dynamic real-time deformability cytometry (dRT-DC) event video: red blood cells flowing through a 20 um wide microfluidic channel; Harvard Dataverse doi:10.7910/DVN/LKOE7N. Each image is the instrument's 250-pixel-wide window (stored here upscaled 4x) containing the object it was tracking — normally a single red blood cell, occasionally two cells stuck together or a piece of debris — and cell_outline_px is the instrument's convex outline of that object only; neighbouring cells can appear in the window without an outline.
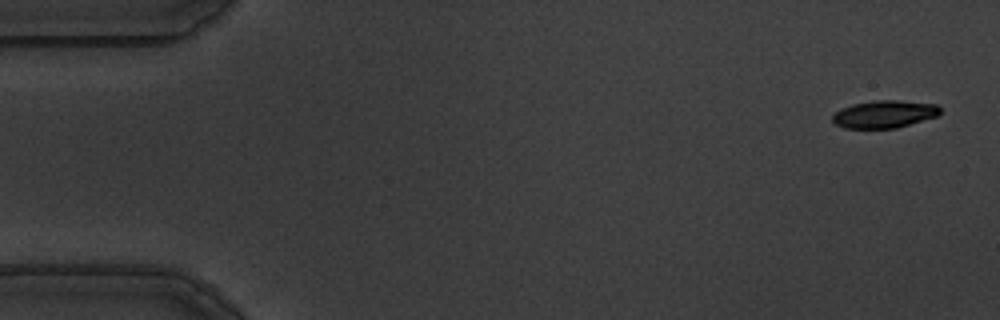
{"species": "common noctule bat (a hibernating species)", "species_latin": "Nyctalus noctula", "temperature_condition": "warm", "stored_images_in_passage": 56, "camera_frame_rate_fps": 3000, "um_per_image_px": 0.085, "animal": {"sex": "male", "body_mass_g": 19.5, "forearm_length_mm": 54.6}, "frame": {"image": 1, "passage_image": 2, "time_ms": 0.333, "image_size_px": [1000, 320], "cell_outline_px": [[940, 112], [936, 116], [896, 128], [844, 128], [836, 124], [832, 120], [832, 116], [840, 108], [852, 104], [872, 100], [896, 100], [936, 104], [940, 108]], "centroid_in_image_um": [75.13, 9.69], "position_along_channel_um": 9.9, "area_um2": 17.17}}
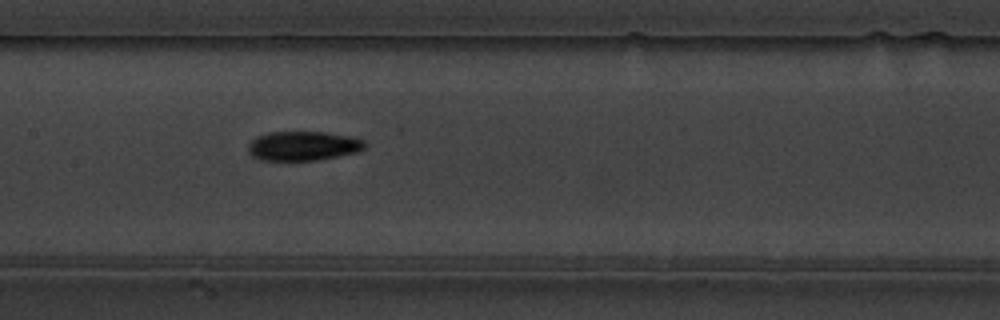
{"frame": {"image": 2, "passage_image": 27, "time_ms": 8.667, "image_size_px": [1000, 320], "cell_outline_px": [[364, 148], [356, 152], [320, 160], [260, 160], [252, 156], [248, 152], [248, 144], [256, 136], [268, 132], [324, 132], [352, 136], [364, 140]], "centroid_in_image_um": [25.74, 12.4], "position_along_channel_um": 181.7, "area_um2": 20.0}}
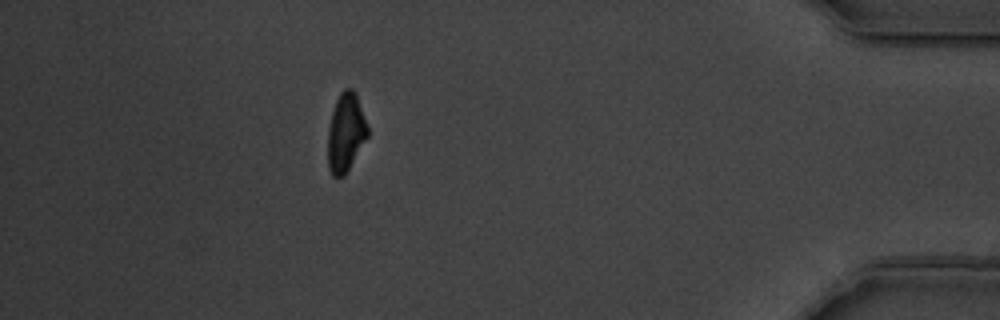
{"frame": {"image": 3, "passage_image": 50, "time_ms": 16.333, "image_size_px": [1000, 320], "cell_outline_px": [[368, 136], [344, 176], [332, 176], [328, 168], [328, 128], [332, 112], [336, 100], [340, 92], [344, 88], [352, 88], [356, 92], [368, 128]], "centroid_in_image_um": [29.38, 11.24], "position_along_channel_um": 405.8, "area_um2": 18.15}, "authors_computed_cell_mechanics": {"area_um2": 18.785, "velocity_mm_per_s": 3.5782, "shape_relaxation_time_tau1_ms": 3.542, "shape_relaxation_time_tau2_ms": null, "deformation_change_tau1": 0.1583, "deformation_change_tau2": null}}